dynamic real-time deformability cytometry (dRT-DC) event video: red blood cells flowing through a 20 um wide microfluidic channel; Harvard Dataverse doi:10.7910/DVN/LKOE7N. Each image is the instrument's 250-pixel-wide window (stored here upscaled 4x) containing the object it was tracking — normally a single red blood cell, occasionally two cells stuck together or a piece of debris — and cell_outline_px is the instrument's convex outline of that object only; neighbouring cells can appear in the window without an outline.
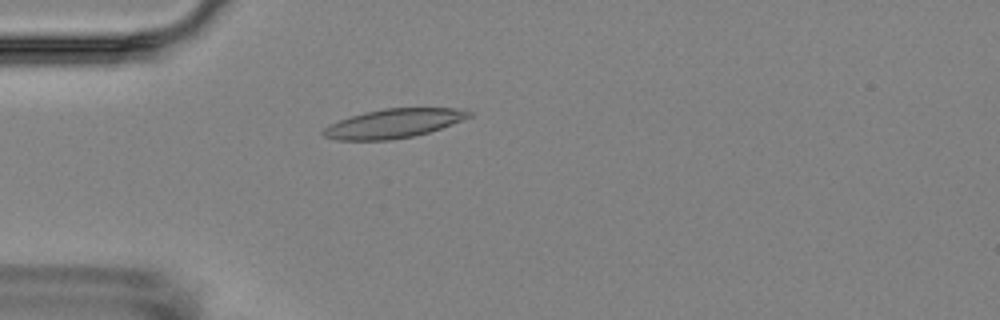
{"species": "Egyptian fruit bat (a non-hibernating species)", "species_latin": "Rousettus aegyptiacus", "temperature_condition": "room temperature", "stored_images_in_passage": 5, "camera_frame_rate_fps": 3000, "um_per_image_px": 0.085, "animal": {"sex": "female"}, "frame": {"image": 1, "passage_image": 5, "time_ms": 4.667, "image_size_px": [1000, 320], "cell_outline_px": [[472, 116], [452, 124], [428, 132], [412, 136], [388, 140], [336, 140], [324, 136], [320, 132], [328, 124], [364, 112], [384, 108], [464, 108], [472, 112]], "centroid_in_image_um": [33.45, 10.48], "position_along_channel_um": 51.5, "area_um2": 24.62}}